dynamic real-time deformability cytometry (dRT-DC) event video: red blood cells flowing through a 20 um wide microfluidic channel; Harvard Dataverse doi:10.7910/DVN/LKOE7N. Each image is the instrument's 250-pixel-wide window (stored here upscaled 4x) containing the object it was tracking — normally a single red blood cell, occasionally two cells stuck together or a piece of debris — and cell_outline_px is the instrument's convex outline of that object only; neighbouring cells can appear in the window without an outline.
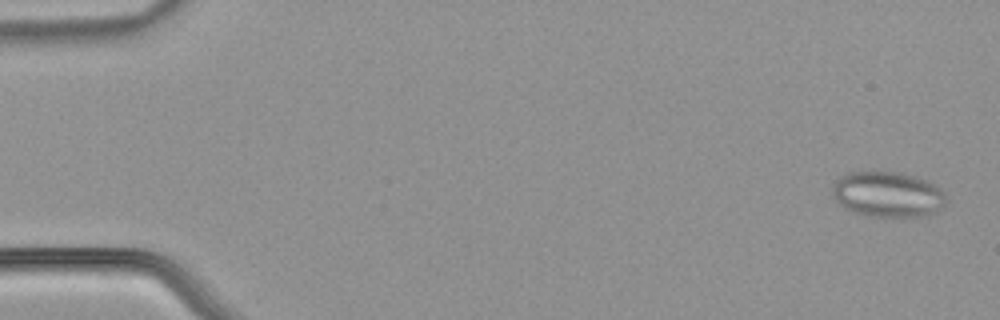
{"species": "common noctule bat (a hibernating species)", "species_latin": "Nyctalus noctula", "temperature_condition": "warm", "stored_images_in_passage": 53, "camera_frame_rate_fps": 3000, "um_per_image_px": 0.085, "animal": {"sex": "male", "body_mass_g": 21.5, "forearm_length_mm": 52.0}, "frame": {"image": 1, "passage_image": 2, "time_ms": 0.333, "image_size_px": [1000, 320], "cell_outline_px": [[944, 204], [932, 212], [920, 216], [868, 216], [852, 212], [844, 208], [832, 196], [832, 188], [836, 180], [840, 176], [848, 172], [896, 172], [916, 176], [928, 180], [940, 188], [944, 192]], "centroid_in_image_um": [75.4, 16.5], "position_along_channel_um": 9.6, "area_um2": 29.94}}
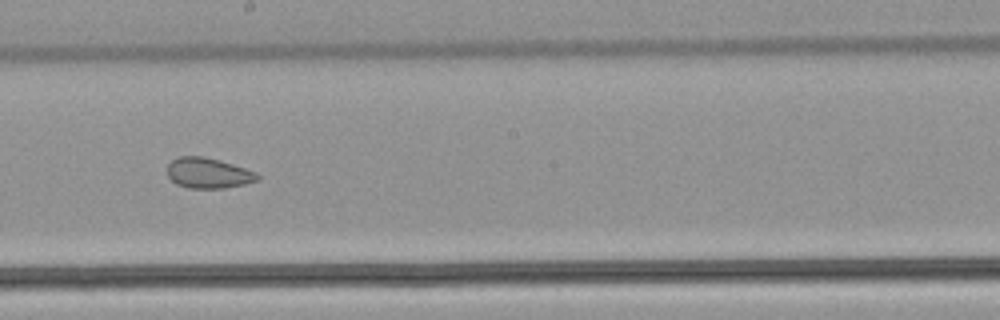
{"frame": {"image": 2, "passage_image": 30, "time_ms": 9.667, "image_size_px": [1000, 320], "cell_outline_px": [[260, 180], [244, 184], [224, 188], [188, 188], [176, 184], [168, 176], [168, 164], [172, 160], [180, 156], [204, 156], [220, 160], [256, 172], [260, 176]], "centroid_in_image_um": [17.71, 14.71], "position_along_channel_um": 230.5, "area_um2": 16.01}}
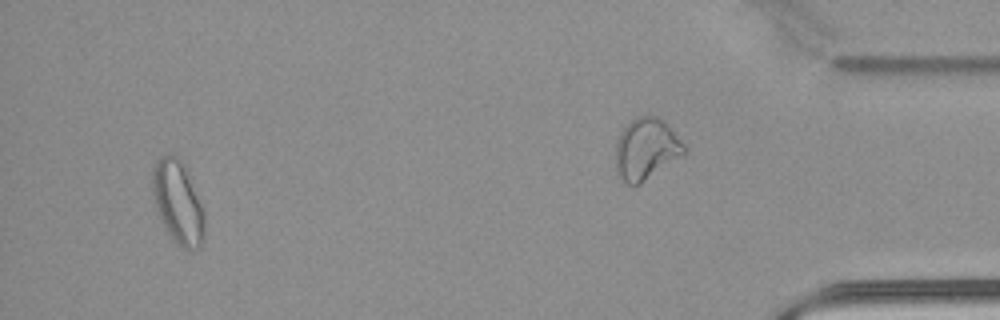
{"frame": {"image": 3, "passage_image": 50, "time_ms": 16.333, "image_size_px": [1000, 320], "cell_outline_px": [[204, 236], [200, 248], [188, 252], [168, 232], [156, 208], [152, 192], [152, 168], [156, 160], [160, 156], [168, 152], [180, 156], [188, 172], [204, 212]], "centroid_in_image_um": [15.12, 17.12], "position_along_channel_um": 420.1, "area_um2": 25.26}, "authors_computed_cell_mechanics": {"area_um2": 21.5016, "velocity_mm_per_s": 3.9781, "shape_relaxation_time_tau1_ms": null, "shape_relaxation_time_tau2_ms": 1.8967, "deformation_change_tau1": null, "deformation_change_tau2": 0.0721}}